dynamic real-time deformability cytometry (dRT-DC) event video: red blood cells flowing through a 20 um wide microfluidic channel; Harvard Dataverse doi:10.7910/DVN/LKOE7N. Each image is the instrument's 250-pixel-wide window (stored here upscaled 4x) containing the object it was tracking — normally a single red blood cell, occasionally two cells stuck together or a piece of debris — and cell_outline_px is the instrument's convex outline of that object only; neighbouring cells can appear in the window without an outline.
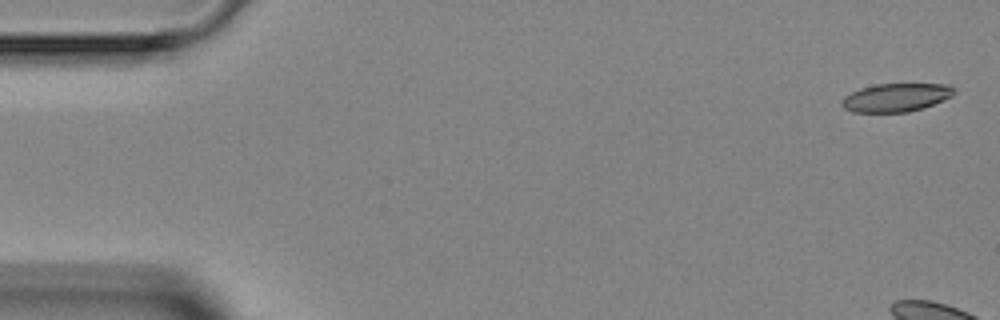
{"species": "Egyptian fruit bat (a non-hibernating species)", "species_latin": "Rousettus aegyptiacus", "temperature_condition": "room temperature", "stored_images_in_passage": 4, "camera_frame_rate_fps": 3000, "um_per_image_px": 0.085, "animal": {"sex": "female"}, "frame": {"image": 1, "passage_image": 1, "time_ms": 0.0, "image_size_px": [1000, 320], "cell_outline_px": [[956, 92], [952, 96], [944, 100], [924, 108], [908, 112], [852, 112], [844, 108], [840, 104], [840, 100], [844, 96], [860, 88], [876, 84], [952, 84], [956, 88]], "centroid_in_image_um": [76.19, 8.28], "position_along_channel_um": 8.8, "area_um2": 18.84}}